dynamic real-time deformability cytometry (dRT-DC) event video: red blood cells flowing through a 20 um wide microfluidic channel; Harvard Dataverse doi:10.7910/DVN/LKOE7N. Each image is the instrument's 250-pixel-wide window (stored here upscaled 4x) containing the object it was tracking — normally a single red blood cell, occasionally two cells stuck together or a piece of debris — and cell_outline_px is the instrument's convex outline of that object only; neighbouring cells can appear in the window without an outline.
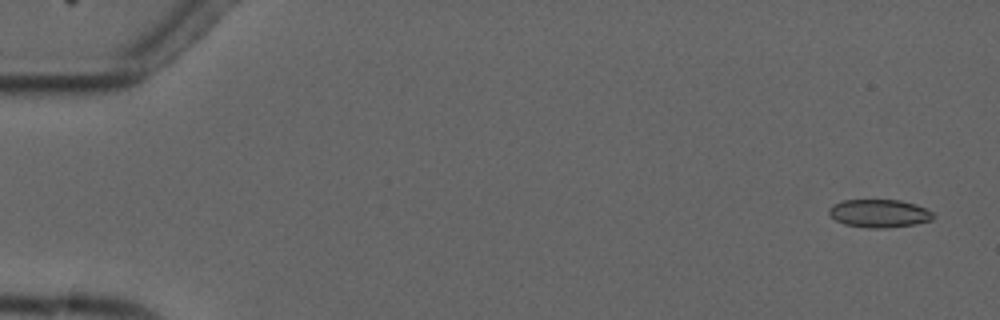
{"species": "common noctule bat (a hibernating species)", "species_latin": "Nyctalus noctula", "temperature_condition": "cold", "stored_images_in_passage": 5, "camera_frame_rate_fps": 3000, "um_per_image_px": 0.085, "animal": {"sex": "male", "forearm_length_mm": 52.5}, "frame": {"image": 1, "passage_image": 1, "time_ms": 0.0, "image_size_px": [1000, 320], "cell_outline_px": [[936, 216], [932, 220], [916, 224], [884, 228], [868, 228], [844, 224], [836, 220], [828, 212], [828, 208], [832, 204], [844, 200], [900, 200], [916, 204], [932, 212]], "centroid_in_image_um": [74.74, 18.14], "position_along_channel_um": 10.3, "area_um2": 17.11}}
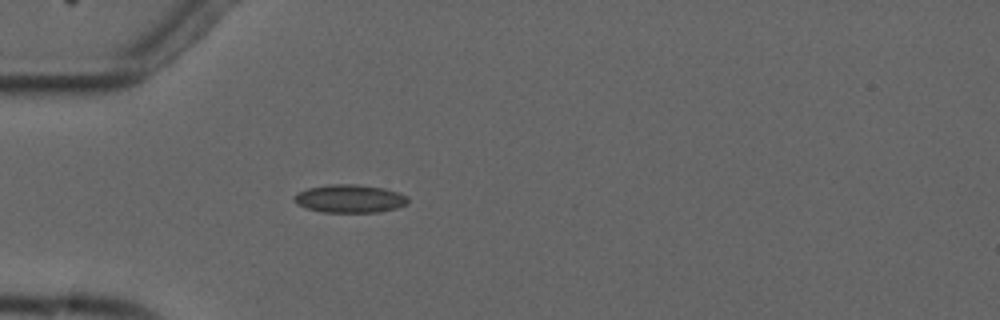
{"frame": {"image": 2, "passage_image": 5, "time_ms": 4.667, "image_size_px": [1000, 320], "cell_outline_px": [[408, 204], [396, 208], [376, 212], [324, 212], [308, 208], [296, 204], [292, 196], [296, 192], [308, 188], [328, 184], [356, 184], [384, 188], [400, 192], [408, 196]], "centroid_in_image_um": [29.73, 16.87], "position_along_channel_um": 55.3, "area_um2": 18.79}}